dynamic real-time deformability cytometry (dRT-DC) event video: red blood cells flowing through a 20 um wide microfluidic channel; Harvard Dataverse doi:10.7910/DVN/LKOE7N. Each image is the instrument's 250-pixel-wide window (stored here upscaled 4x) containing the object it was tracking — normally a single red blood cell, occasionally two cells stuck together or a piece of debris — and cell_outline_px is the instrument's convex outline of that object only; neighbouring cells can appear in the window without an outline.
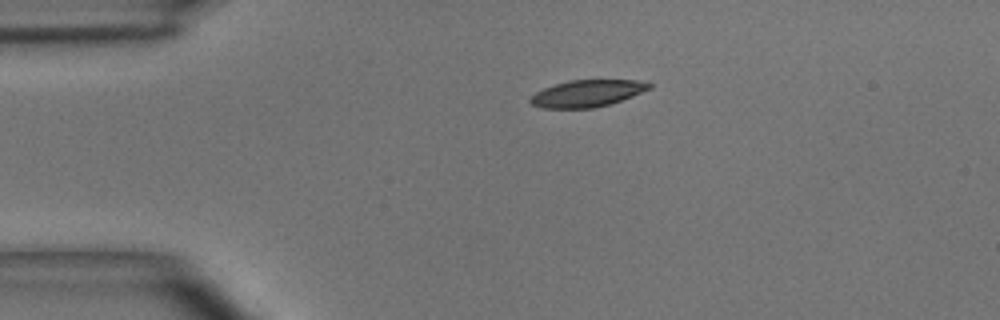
{"species": "common noctule bat (a hibernating species)", "species_latin": "Nyctalus noctula", "temperature_condition": "room temperature", "stored_images_in_passage": 38, "camera_frame_rate_fps": 3000, "um_per_image_px": 0.085, "animal": {"sex": "male", "body_mass_g": 15.6}, "frame": {"image": 1, "passage_image": 1, "time_ms": 0.0, "image_size_px": [1000, 320], "cell_outline_px": [[652, 88], [632, 96], [608, 104], [592, 108], [544, 108], [532, 104], [528, 100], [536, 92], [544, 88], [568, 80], [636, 80], [652, 84]], "centroid_in_image_um": [49.9, 7.93], "position_along_channel_um": 35.1, "area_um2": 18.38}}
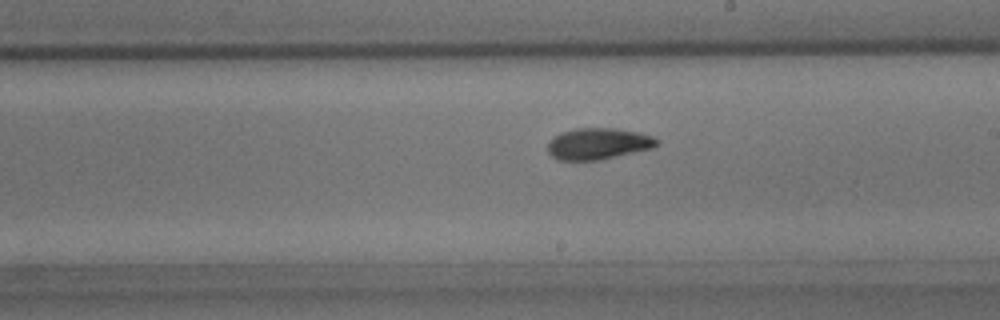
{"frame": {"image": 2, "passage_image": 19, "time_ms": 6.0, "image_size_px": [1000, 320], "cell_outline_px": [[660, 144], [652, 148], [600, 160], [556, 160], [548, 152], [548, 144], [552, 136], [560, 132], [576, 128], [612, 128], [640, 132], [652, 136], [660, 140]], "centroid_in_image_um": [50.84, 12.21], "position_along_channel_um": 238.2, "area_um2": 20.17}}
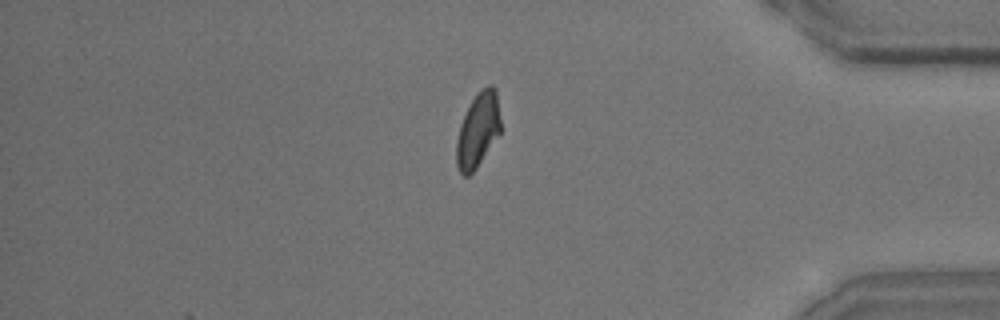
{"frame": {"image": 3, "passage_image": 33, "time_ms": 10.667, "image_size_px": [1000, 320], "cell_outline_px": [[500, 132], [476, 168], [468, 176], [464, 176], [460, 172], [456, 164], [456, 140], [460, 124], [476, 92], [480, 88], [488, 84], [492, 84], [496, 88], [500, 120]], "centroid_in_image_um": [40.61, 11.02], "position_along_channel_um": 394.6, "area_um2": 19.13}, "authors_computed_cell_mechanics": {"area_um2": 19.5942, "velocity_mm_per_s": 3.97, "shape_relaxation_time_tau1_ms": 4.3805, "shape_relaxation_time_tau2_ms": 2.344, "deformation_change_tau1": 0.1467, "deformation_change_tau2": 0.0804}}